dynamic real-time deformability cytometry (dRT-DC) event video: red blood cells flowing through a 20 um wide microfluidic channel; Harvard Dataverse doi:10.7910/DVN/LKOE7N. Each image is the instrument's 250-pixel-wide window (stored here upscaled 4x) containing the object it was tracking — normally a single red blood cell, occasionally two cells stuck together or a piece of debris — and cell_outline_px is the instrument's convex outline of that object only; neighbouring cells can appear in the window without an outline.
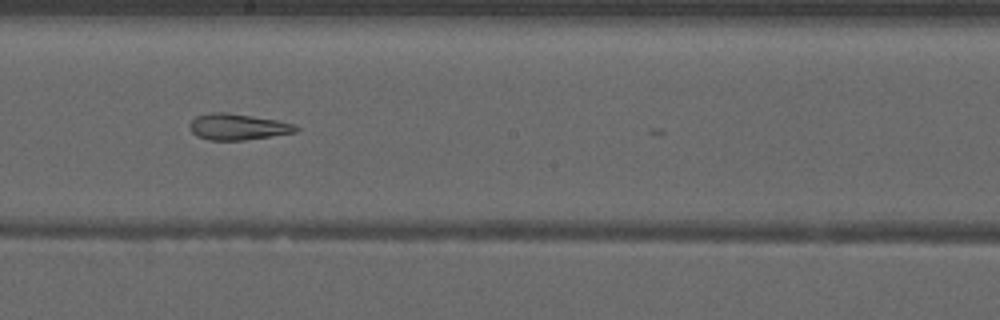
{"species": "common noctule bat (a hibernating species)", "species_latin": "Nyctalus noctula", "temperature_condition": "warm", "stored_images_in_passage": 36, "camera_frame_rate_fps": 3000, "um_per_image_px": 0.085, "animal": {"sex": "male", "forearm_length_mm": 52.5}, "frame": {"image": 1, "passage_image": 30, "time_ms": 9.667, "image_size_px": [1000, 320], "cell_outline_px": [[300, 128], [296, 132], [244, 140], [208, 140], [196, 136], [192, 132], [188, 124], [196, 116], [208, 112], [224, 112], [252, 116], [276, 120], [292, 124]], "centroid_in_image_um": [20.15, 10.78], "position_along_channel_um": 228.0, "area_um2": 16.13}}